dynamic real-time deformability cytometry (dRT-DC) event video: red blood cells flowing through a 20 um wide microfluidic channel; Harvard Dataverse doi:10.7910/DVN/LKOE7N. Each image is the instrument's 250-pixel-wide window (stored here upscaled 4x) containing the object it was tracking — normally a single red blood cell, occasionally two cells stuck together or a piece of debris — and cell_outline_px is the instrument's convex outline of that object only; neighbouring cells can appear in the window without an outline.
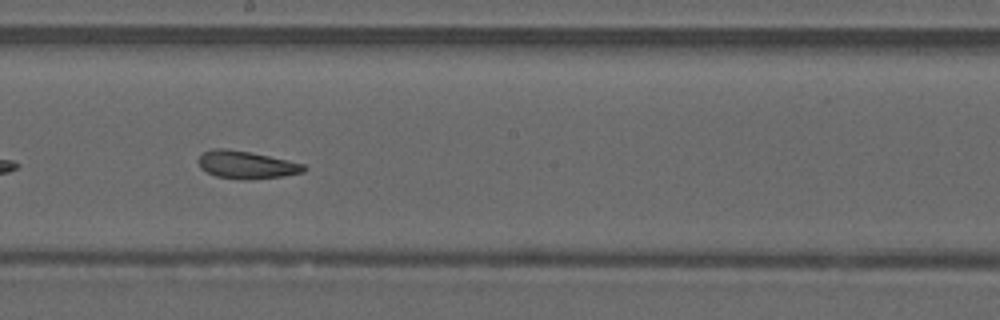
{"species": "common noctule bat (a hibernating species)", "species_latin": "Nyctalus noctula", "temperature_condition": "warm", "stored_images_in_passage": 30, "camera_frame_rate_fps": 3000, "um_per_image_px": 0.085, "animal": {"sex": "male", "forearm_length_mm": 52.5}, "frame": {"image": 1, "passage_image": 13, "time_ms": 4.0, "image_size_px": [1000, 320], "cell_outline_px": [[308, 168], [304, 172], [280, 176], [240, 180], [216, 176], [200, 168], [196, 160], [204, 152], [212, 148], [224, 148], [248, 152], [288, 160], [304, 164]], "centroid_in_image_um": [20.91, 14.0], "position_along_channel_um": 227.3, "area_um2": 16.88}, "authors_computed_cell_mechanics": {"area_um2": 17.0799, "velocity_mm_per_s": 4.1692, "shape_relaxation_time_tau1_ms": null, "shape_relaxation_time_tau2_ms": 3.6713, "deformation_change_tau1": null, "deformation_change_tau2": 0.1152}}